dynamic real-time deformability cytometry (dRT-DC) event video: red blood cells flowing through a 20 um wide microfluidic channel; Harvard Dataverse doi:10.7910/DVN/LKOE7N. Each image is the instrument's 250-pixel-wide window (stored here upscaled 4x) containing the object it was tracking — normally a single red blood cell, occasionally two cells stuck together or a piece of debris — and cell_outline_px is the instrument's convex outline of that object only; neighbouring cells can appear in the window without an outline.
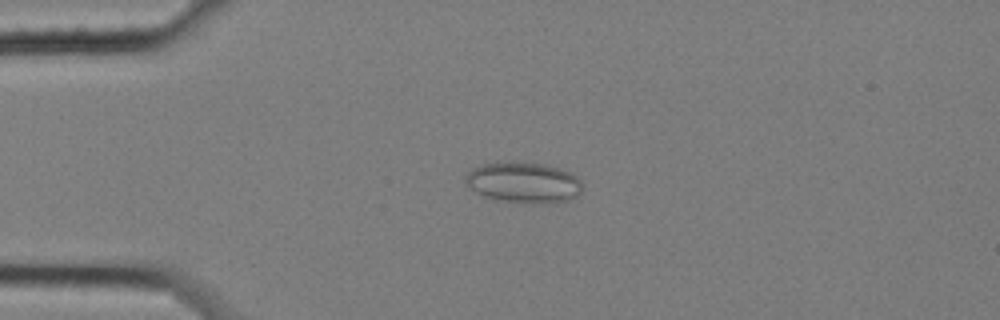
{"species": "common noctule bat (a hibernating species)", "species_latin": "Nyctalus noctula", "temperature_condition": "cold", "stored_images_in_passage": 6, "camera_frame_rate_fps": 3000, "um_per_image_px": 0.085, "animal": {"sex": "female", "body_mass_g": 25.1}, "frame": {"image": 1, "passage_image": 4, "time_ms": 1.0, "image_size_px": [1000, 320], "cell_outline_px": [[580, 192], [576, 196], [568, 200], [552, 204], [524, 204], [492, 200], [476, 192], [464, 184], [464, 176], [472, 168], [484, 164], [512, 160], [548, 164], [560, 168], [576, 176], [580, 180]], "centroid_in_image_um": [44.46, 15.52], "position_along_channel_um": 40.5, "area_um2": 28.67}}